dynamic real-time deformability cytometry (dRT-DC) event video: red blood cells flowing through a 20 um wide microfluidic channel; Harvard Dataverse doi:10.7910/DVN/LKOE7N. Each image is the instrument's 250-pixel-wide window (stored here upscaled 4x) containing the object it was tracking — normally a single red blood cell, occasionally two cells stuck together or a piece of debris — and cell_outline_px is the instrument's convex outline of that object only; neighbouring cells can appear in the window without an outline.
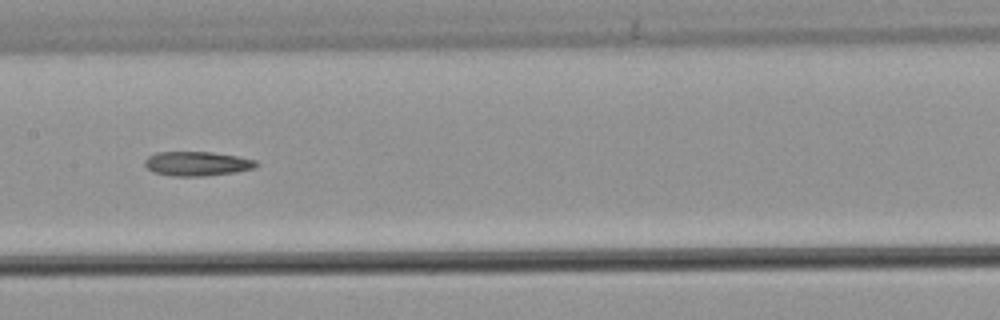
{"species": "common noctule bat (a hibernating species)", "species_latin": "Nyctalus noctula", "temperature_condition": "warm", "stored_images_in_passage": 37, "camera_frame_rate_fps": 3000, "um_per_image_px": 0.085, "animal": {"sex": "male", "body_mass_g": 21.5, "forearm_length_mm": 52.0}, "frame": {"image": 1, "passage_image": 11, "time_ms": 3.333, "image_size_px": [1000, 320], "cell_outline_px": [[260, 164], [256, 168], [236, 172], [204, 176], [172, 176], [152, 172], [144, 164], [144, 160], [148, 156], [156, 152], [212, 152], [236, 156], [256, 160]], "centroid_in_image_um": [16.76, 13.91], "position_along_channel_um": 190.6, "area_um2": 15.95}}
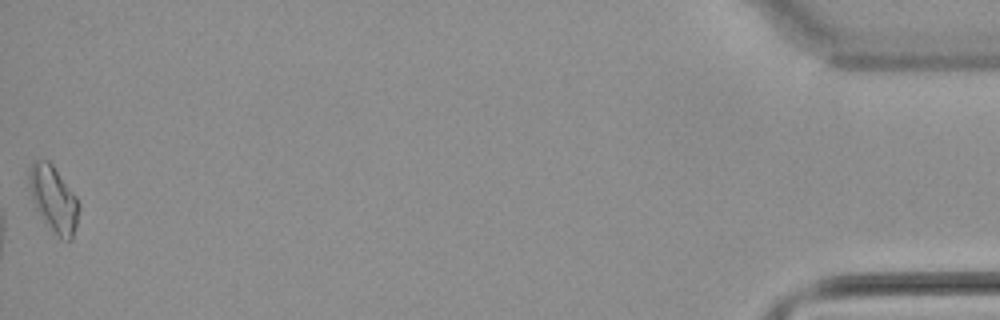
{"frame": {"image": 2, "passage_image": 37, "time_ms": 12.0, "image_size_px": [1000, 320], "cell_outline_px": [[80, 208], [72, 240], [68, 240], [60, 236], [40, 216], [32, 200], [28, 184], [28, 168], [32, 160], [48, 160], [52, 164], [76, 196], [80, 204]], "centroid_in_image_um": [4.53, 16.84], "position_along_channel_um": 430.7, "area_um2": 18.96}}